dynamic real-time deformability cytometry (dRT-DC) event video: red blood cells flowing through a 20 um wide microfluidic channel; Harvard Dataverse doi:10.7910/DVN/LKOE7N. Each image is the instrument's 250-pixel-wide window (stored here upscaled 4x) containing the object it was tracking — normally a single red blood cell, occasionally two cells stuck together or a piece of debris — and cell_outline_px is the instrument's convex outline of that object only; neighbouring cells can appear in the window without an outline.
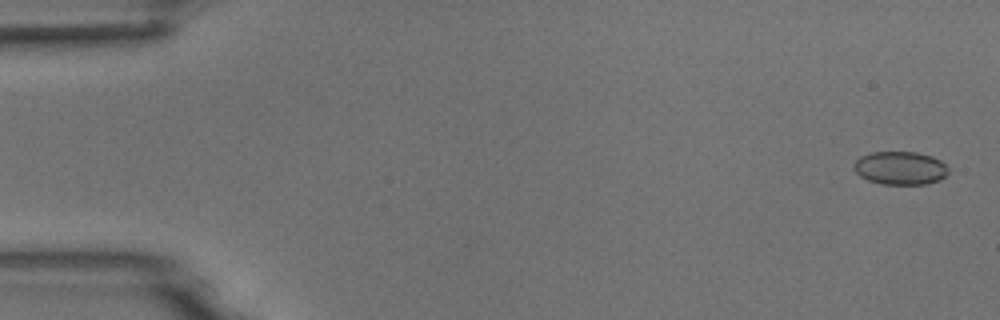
{"species": "common noctule bat (a hibernating species)", "species_latin": "Nyctalus noctula", "temperature_condition": "room temperature", "stored_images_in_passage": 5, "camera_frame_rate_fps": 3000, "um_per_image_px": 0.085, "animal": {"sex": "male", "body_mass_g": 18.8}, "frame": {"image": 1, "passage_image": 1, "time_ms": 0.0, "image_size_px": [1000, 320], "cell_outline_px": [[948, 172], [940, 180], [924, 184], [880, 184], [868, 180], [860, 176], [852, 168], [852, 164], [860, 156], [872, 152], [916, 152], [932, 156], [940, 160], [948, 168]], "centroid_in_image_um": [76.49, 14.28], "position_along_channel_um": 8.5, "area_um2": 18.38}}